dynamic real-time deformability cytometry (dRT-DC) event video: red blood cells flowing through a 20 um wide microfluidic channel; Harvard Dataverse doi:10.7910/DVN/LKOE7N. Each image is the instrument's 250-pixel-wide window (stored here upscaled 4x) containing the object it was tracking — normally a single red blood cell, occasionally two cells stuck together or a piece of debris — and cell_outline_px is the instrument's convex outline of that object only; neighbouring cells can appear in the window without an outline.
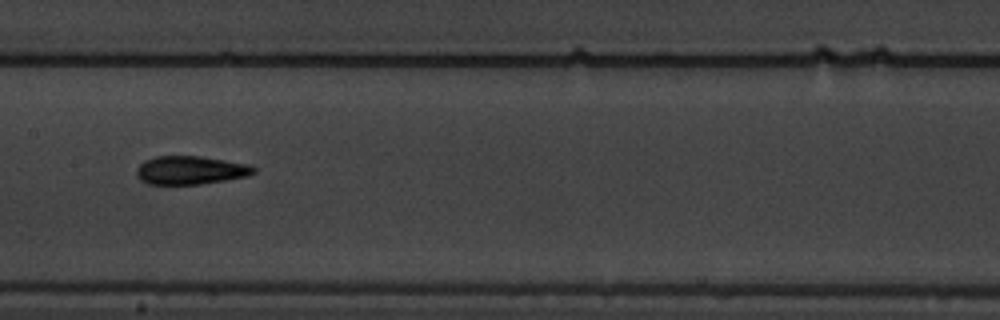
{"species": "common noctule bat (a hibernating species)", "species_latin": "Nyctalus noctula", "temperature_condition": "warm", "stored_images_in_passage": 13, "camera_frame_rate_fps": 3000, "um_per_image_px": 0.085, "animal": {"sex": "male", "body_mass_g": 19.5, "forearm_length_mm": 54.6}, "frame": {"image": 1, "passage_image": 8, "time_ms": 9.0, "image_size_px": [1000, 320], "cell_outline_px": [[256, 172], [248, 176], [200, 184], [148, 184], [140, 180], [136, 172], [136, 168], [144, 160], [156, 156], [200, 156], [252, 164], [256, 168]], "centroid_in_image_um": [16.21, 14.46], "position_along_channel_um": 191.2, "area_um2": 19.54}}
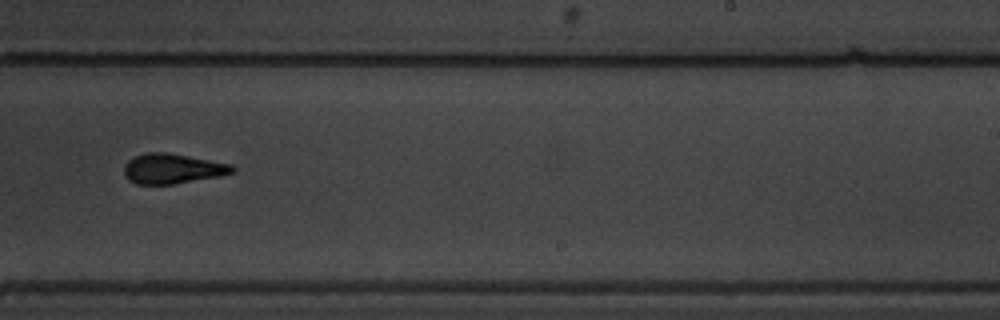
{"frame": {"image": 2, "passage_image": 10, "time_ms": 11.333, "image_size_px": [1000, 320], "cell_outline_px": [[236, 172], [220, 176], [172, 184], [136, 184], [128, 180], [124, 176], [124, 164], [128, 160], [144, 152], [168, 152], [232, 164], [236, 168]], "centroid_in_image_um": [14.66, 14.33], "position_along_channel_um": 274.3, "area_um2": 19.13}}